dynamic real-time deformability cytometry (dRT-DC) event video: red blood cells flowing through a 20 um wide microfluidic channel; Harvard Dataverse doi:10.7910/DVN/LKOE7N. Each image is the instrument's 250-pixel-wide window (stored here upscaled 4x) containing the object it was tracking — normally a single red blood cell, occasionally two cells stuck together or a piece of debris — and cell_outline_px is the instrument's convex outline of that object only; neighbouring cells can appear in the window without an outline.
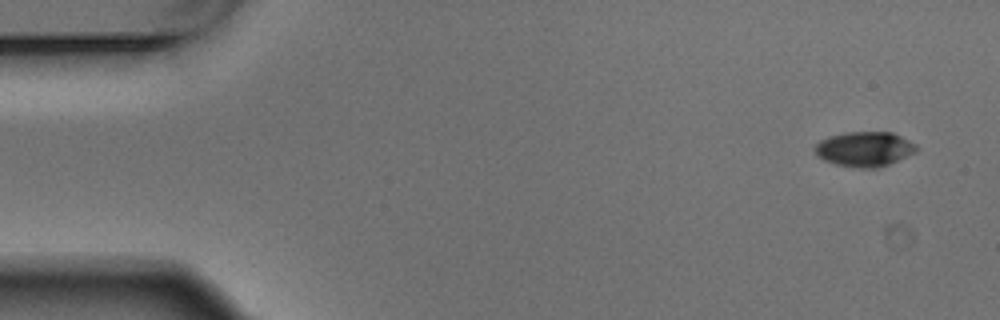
{"species": "Egyptian fruit bat (a non-hibernating species)", "species_latin": "Rousettus aegyptiacus", "temperature_condition": "warm", "stored_images_in_passage": 6, "camera_frame_rate_fps": 3000, "um_per_image_px": 0.085, "animal": {"sex": "male"}, "frame": {"image": 1, "passage_image": 1, "time_ms": 0.0, "image_size_px": [1000, 320], "cell_outline_px": [[916, 152], [888, 164], [876, 168], [860, 168], [836, 164], [824, 160], [812, 148], [820, 140], [844, 132], [892, 132], [916, 144]], "centroid_in_image_um": [73.48, 12.66], "position_along_channel_um": 11.5, "area_um2": 20.35}}
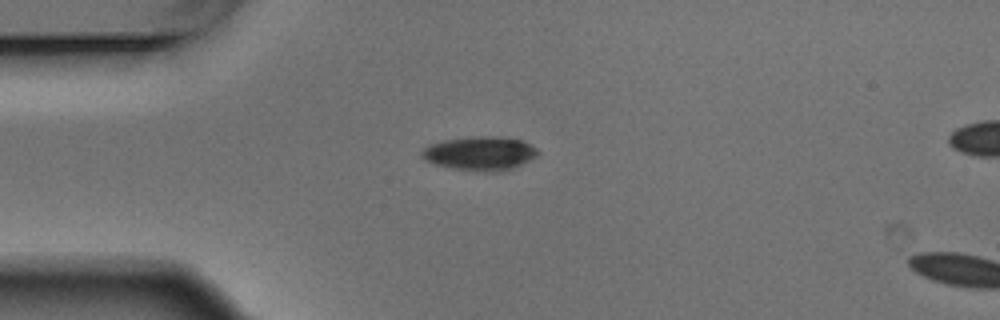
{"frame": {"image": 2, "passage_image": 4, "time_ms": 1.0, "image_size_px": [1000, 320], "cell_outline_px": [[540, 152], [536, 156], [512, 168], [496, 172], [484, 172], [452, 168], [436, 164], [424, 160], [420, 156], [420, 152], [428, 144], [444, 140], [472, 136], [492, 136], [524, 140], [536, 148]], "centroid_in_image_um": [40.77, 13.03], "position_along_channel_um": 44.2, "area_um2": 22.95}}
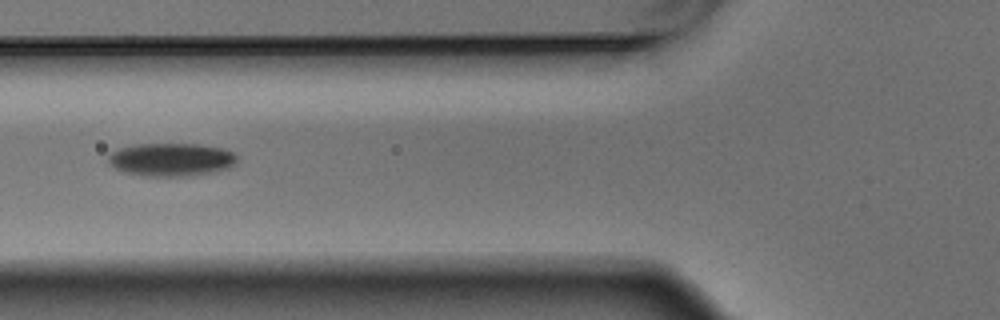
{"frame": {"image": 3, "passage_image": 6, "time_ms": 1.667, "image_size_px": [1000, 320], "cell_outline_px": [[236, 164], [228, 168], [212, 172], [192, 176], [144, 176], [124, 172], [116, 168], [108, 160], [108, 156], [112, 152], [120, 148], [136, 144], [200, 144], [224, 148], [232, 152], [236, 156]], "centroid_in_image_um": [14.58, 13.56], "position_along_channel_um": 111.2, "area_um2": 24.85}}